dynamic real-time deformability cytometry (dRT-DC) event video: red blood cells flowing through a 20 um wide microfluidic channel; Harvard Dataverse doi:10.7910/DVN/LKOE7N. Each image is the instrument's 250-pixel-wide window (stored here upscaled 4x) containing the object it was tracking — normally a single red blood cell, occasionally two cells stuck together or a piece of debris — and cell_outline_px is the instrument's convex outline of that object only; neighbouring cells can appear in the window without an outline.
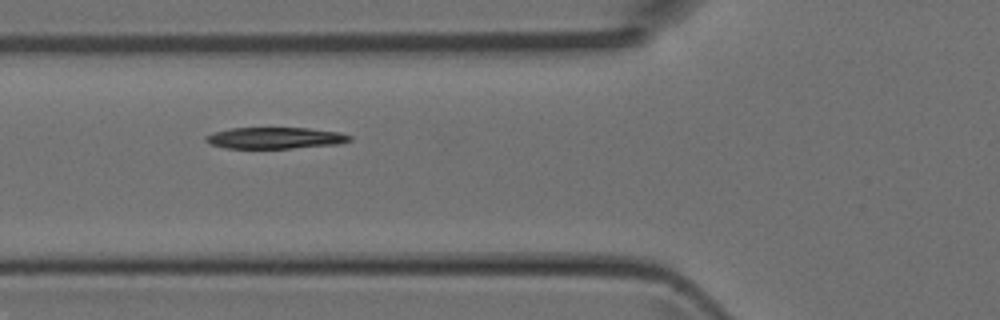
{"species": "Egyptian fruit bat (a non-hibernating species)", "species_latin": "Rousettus aegyptiacus", "temperature_condition": "room temperature", "stored_images_in_passage": 3, "camera_frame_rate_fps": 3000, "um_per_image_px": 0.085, "animal": {"sex": "female"}, "frame": {"image": 1, "passage_image": 2, "time_ms": 0.333, "image_size_px": [1000, 320], "cell_outline_px": [[352, 140], [336, 144], [292, 148], [224, 148], [208, 144], [204, 140], [204, 136], [216, 132], [232, 128], [308, 128], [340, 132], [352, 136]], "centroid_in_image_um": [23.36, 11.73], "position_along_channel_um": 102.4, "area_um2": 17.92}}
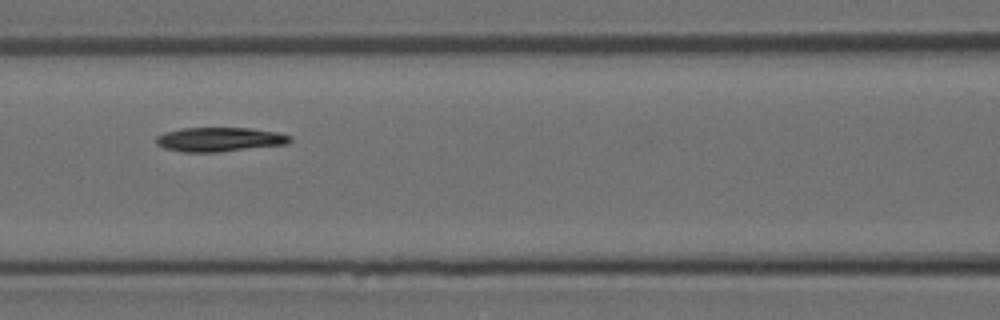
{"frame": {"image": 2, "passage_image": 3, "time_ms": 0.667, "image_size_px": [1000, 320], "cell_outline_px": [[292, 140], [284, 144], [216, 152], [180, 152], [164, 148], [156, 144], [156, 136], [164, 132], [180, 128], [248, 128], [276, 132], [292, 136]], "centroid_in_image_um": [18.59, 11.85], "position_along_channel_um": 148.0, "area_um2": 18.79}}